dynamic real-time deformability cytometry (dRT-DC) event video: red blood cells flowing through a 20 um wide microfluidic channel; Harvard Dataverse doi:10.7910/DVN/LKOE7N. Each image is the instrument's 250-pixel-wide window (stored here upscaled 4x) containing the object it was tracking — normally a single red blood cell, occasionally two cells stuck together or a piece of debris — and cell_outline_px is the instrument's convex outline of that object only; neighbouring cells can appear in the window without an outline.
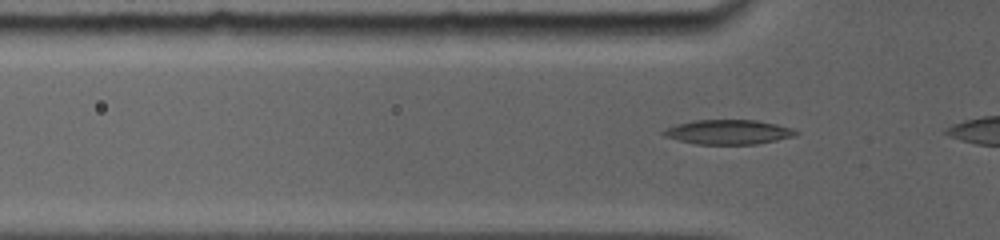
{"species": "common noctule bat (a hibernating species)", "species_latin": "Nyctalus noctula", "temperature_condition": "room temperature", "stored_images_in_passage": 19, "camera_frame_rate_fps": 5000, "um_per_image_px": 0.085, "animal": {"sex": "female", "body_mass_g": 19.0, "forearm_length_mm": 56.7}, "frame": {"image": 1, "passage_image": 5, "time_ms": 1.0, "image_size_px": [1000, 240], "cell_outline_px": [[800, 132], [792, 136], [776, 140], [756, 144], [696, 144], [664, 136], [660, 132], [676, 124], [692, 120], [756, 120], [776, 124], [792, 128]], "centroid_in_image_um": [61.89, 11.22], "position_along_channel_um": 63.9, "area_um2": 18.79}}
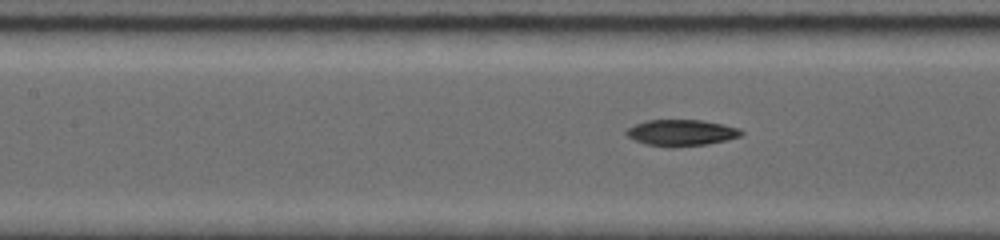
{"frame": {"image": 2, "passage_image": 11, "time_ms": 3.2, "image_size_px": [1000, 240], "cell_outline_px": [[744, 132], [740, 136], [708, 144], [672, 148], [644, 144], [628, 136], [624, 132], [628, 128], [636, 124], [648, 120], [700, 120], [724, 124], [740, 128]], "centroid_in_image_um": [57.92, 11.29], "position_along_channel_um": 149.5, "area_um2": 17.63}}
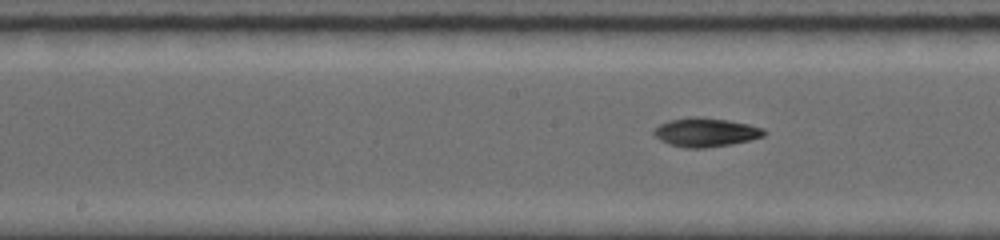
{"frame": {"image": 3, "passage_image": 15, "time_ms": 4.2, "image_size_px": [1000, 240], "cell_outline_px": [[768, 132], [764, 136], [732, 144], [704, 148], [684, 148], [660, 140], [652, 132], [660, 124], [668, 120], [688, 116], [696, 116], [728, 120], [748, 124], [764, 128]], "centroid_in_image_um": [60.0, 11.23], "position_along_channel_um": 188.2, "area_um2": 18.55}}